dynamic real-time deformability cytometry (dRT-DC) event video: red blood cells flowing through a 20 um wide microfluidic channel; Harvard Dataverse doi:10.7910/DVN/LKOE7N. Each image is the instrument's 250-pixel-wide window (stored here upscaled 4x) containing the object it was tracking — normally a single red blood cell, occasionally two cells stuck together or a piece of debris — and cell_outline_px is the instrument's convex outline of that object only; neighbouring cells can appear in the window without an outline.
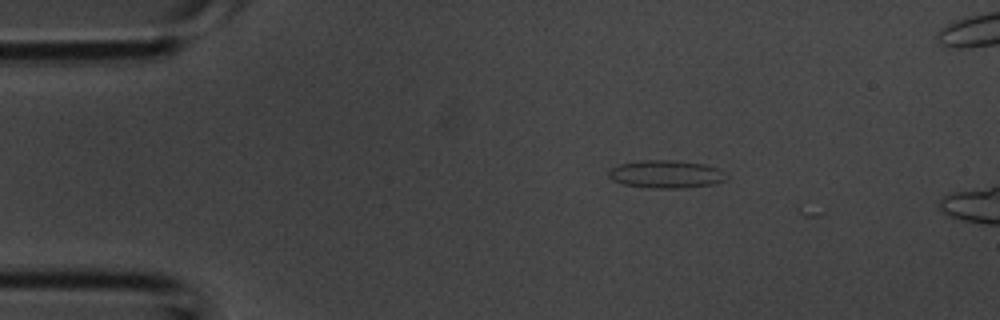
{"species": "common noctule bat (a hibernating species)", "species_latin": "Nyctalus noctula", "temperature_condition": "room temperature", "stored_images_in_passage": 3, "camera_frame_rate_fps": 3000, "um_per_image_px": 0.085, "animal": {"sex": "male", "body_mass_g": 20.1, "forearm_length_mm": 53.5}, "frame": {"image": 1, "passage_image": 1, "time_ms": 0.0, "image_size_px": [1000, 320], "cell_outline_px": [[728, 176], [724, 180], [712, 184], [684, 188], [648, 188], [624, 184], [612, 180], [608, 176], [608, 168], [620, 164], [640, 160], [672, 160], [704, 164], [720, 168], [728, 172]], "centroid_in_image_um": [56.62, 14.8], "position_along_channel_um": 28.4, "area_um2": 19.36}}